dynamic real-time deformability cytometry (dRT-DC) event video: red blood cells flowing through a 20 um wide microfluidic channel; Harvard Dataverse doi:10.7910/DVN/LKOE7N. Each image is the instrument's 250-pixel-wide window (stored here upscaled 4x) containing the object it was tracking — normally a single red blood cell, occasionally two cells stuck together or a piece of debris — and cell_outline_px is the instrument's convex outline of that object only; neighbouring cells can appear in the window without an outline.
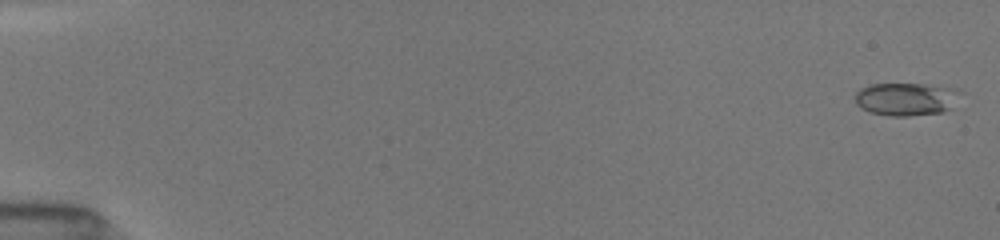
{"species": "common noctule bat (a hibernating species)", "species_latin": "Nyctalus noctula", "temperature_condition": "room temperature", "stored_images_in_passage": 51, "camera_frame_rate_fps": 3000, "um_per_image_px": 0.085, "animal": {"sex": "female", "body_mass_g": 19.5, "forearm_length_mm": 54.1}, "frame": {"image": 1, "passage_image": 1, "time_ms": 0.0, "image_size_px": [1000, 240], "cell_outline_px": [[964, 92], [952, 108], [944, 112], [908, 116], [888, 116], [872, 112], [860, 108], [856, 104], [856, 92], [860, 88], [872, 84], [924, 84], [956, 88]], "centroid_in_image_um": [77.09, 8.42], "position_along_channel_um": 7.9, "area_um2": 20.52}}
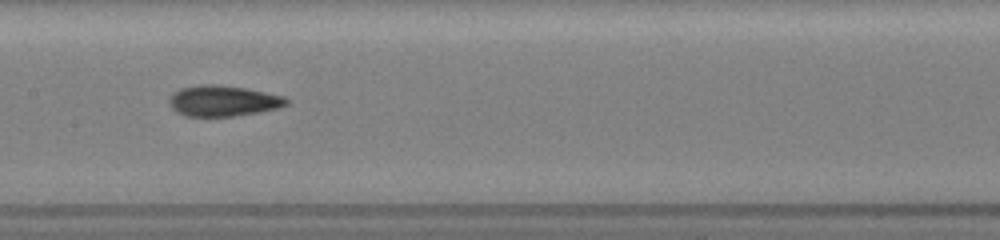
{"frame": {"image": 2, "passage_image": 27, "time_ms": 8.667, "image_size_px": [1000, 240], "cell_outline_px": [[288, 104], [276, 108], [260, 112], [232, 116], [184, 116], [176, 112], [168, 104], [168, 100], [172, 92], [180, 88], [200, 84], [216, 84], [244, 88], [284, 96], [288, 100]], "centroid_in_image_um": [18.9, 8.57], "position_along_channel_um": 188.5, "area_um2": 21.1}}
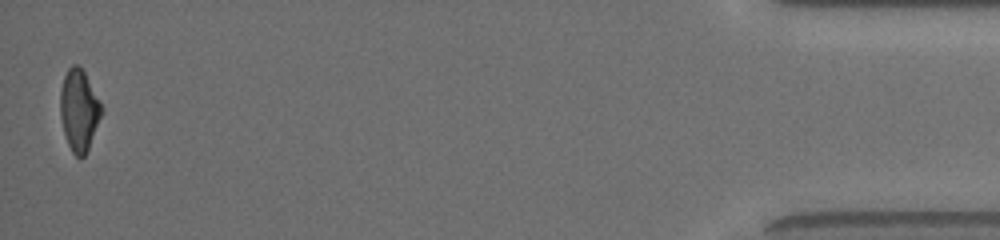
{"frame": {"image": 3, "passage_image": 51, "time_ms": 16.667, "image_size_px": [1000, 240], "cell_outline_px": [[104, 112], [88, 148], [84, 156], [76, 156], [72, 152], [68, 144], [64, 132], [60, 116], [60, 92], [64, 76], [68, 68], [72, 64], [76, 64], [84, 72], [104, 108]], "centroid_in_image_um": [6.73, 9.36], "position_along_channel_um": 428.5, "area_um2": 19.54}, "authors_computed_cell_mechanics": {"area_um2": 19.9988, "velocity_mm_per_s": 4.0328, "shape_relaxation_time_tau1_ms": 5.4991, "shape_relaxation_time_tau2_ms": 2.1177, "deformation_change_tau1": 0.1701, "deformation_change_tau2": 0.0928}}